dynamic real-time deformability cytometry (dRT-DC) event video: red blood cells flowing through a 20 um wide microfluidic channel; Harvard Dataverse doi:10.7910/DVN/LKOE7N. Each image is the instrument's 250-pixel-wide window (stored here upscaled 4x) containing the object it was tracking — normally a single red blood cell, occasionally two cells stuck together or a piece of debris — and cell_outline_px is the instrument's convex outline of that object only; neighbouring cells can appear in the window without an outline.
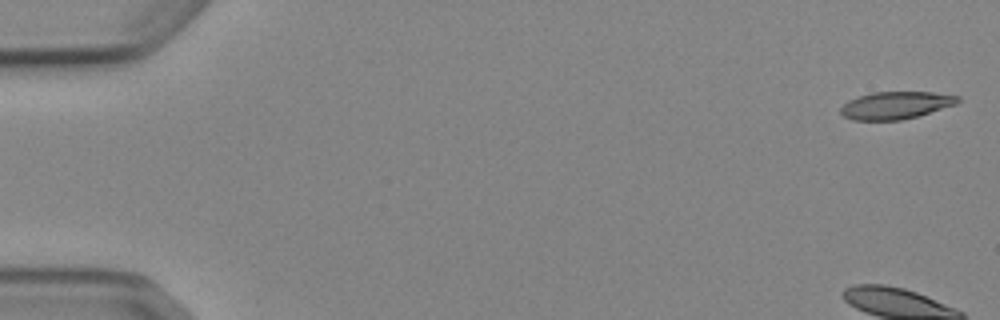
{"species": "Egyptian fruit bat (a non-hibernating species)", "species_latin": "Rousettus aegyptiacus", "temperature_condition": "cold", "stored_images_in_passage": 5, "camera_frame_rate_fps": 3000, "um_per_image_px": 0.085, "animal": {"sex": "female"}, "frame": {"image": 1, "passage_image": 1, "time_ms": 0.0, "image_size_px": [1000, 320], "cell_outline_px": [[960, 100], [956, 104], [916, 116], [900, 120], [852, 120], [844, 116], [840, 112], [840, 108], [848, 100], [872, 92], [932, 92], [960, 96]], "centroid_in_image_um": [76.12, 8.94], "position_along_channel_um": 8.9, "area_um2": 18.55}}